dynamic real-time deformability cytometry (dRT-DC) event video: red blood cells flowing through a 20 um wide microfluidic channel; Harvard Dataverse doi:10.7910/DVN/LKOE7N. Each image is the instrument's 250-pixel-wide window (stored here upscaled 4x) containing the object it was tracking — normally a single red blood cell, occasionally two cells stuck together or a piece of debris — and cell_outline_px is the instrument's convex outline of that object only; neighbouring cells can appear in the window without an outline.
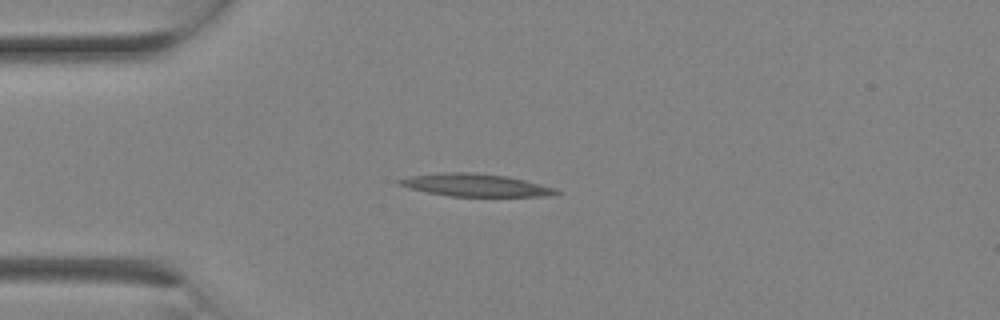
{"species": "Egyptian fruit bat (a non-hibernating species)", "species_latin": "Rousettus aegyptiacus", "temperature_condition": "room temperature", "stored_images_in_passage": 2, "camera_frame_rate_fps": 3000, "um_per_image_px": 0.085, "animal": {"sex": "female"}, "frame": {"image": 1, "passage_image": 2, "time_ms": 0.333, "image_size_px": [1000, 320], "cell_outline_px": [[560, 192], [548, 196], [448, 196], [408, 188], [396, 184], [396, 180], [408, 176], [440, 172], [476, 172], [508, 176], [556, 188]], "centroid_in_image_um": [40.35, 15.72], "position_along_channel_um": 44.7, "area_um2": 20.81}}